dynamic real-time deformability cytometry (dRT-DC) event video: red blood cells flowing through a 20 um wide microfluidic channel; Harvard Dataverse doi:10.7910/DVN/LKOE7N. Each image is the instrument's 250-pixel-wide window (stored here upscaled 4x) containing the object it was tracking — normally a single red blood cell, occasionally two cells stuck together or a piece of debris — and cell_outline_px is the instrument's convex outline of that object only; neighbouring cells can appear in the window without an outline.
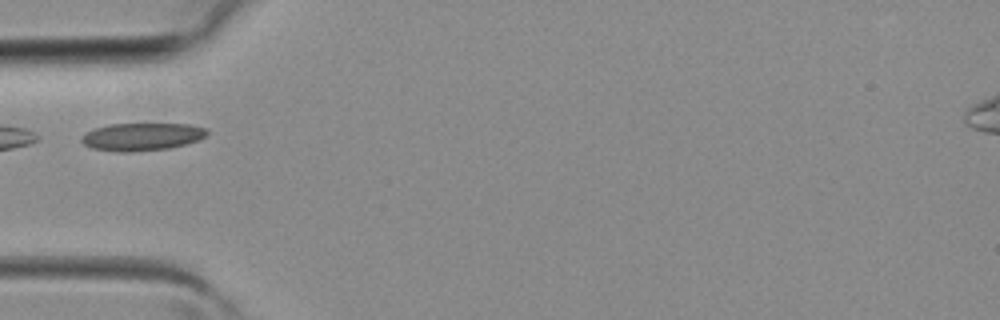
{"species": "common noctule bat (a hibernating species)", "species_latin": "Nyctalus noctula", "temperature_condition": "room temperature", "stored_images_in_passage": 4, "camera_frame_rate_fps": 3000, "um_per_image_px": 0.085, "animal": {"sex": "female", "body_mass_g": 19.3, "forearm_length_mm": 54.1}, "frame": {"image": 1, "passage_image": 4, "time_ms": 1.0, "image_size_px": [1000, 320], "cell_outline_px": [[208, 132], [204, 136], [196, 140], [184, 144], [168, 148], [128, 152], [116, 152], [92, 148], [84, 144], [80, 140], [88, 132], [96, 128], [108, 124], [188, 124], [208, 128]], "centroid_in_image_um": [12.06, 11.62], "position_along_channel_um": 72.9, "area_um2": 19.94}}